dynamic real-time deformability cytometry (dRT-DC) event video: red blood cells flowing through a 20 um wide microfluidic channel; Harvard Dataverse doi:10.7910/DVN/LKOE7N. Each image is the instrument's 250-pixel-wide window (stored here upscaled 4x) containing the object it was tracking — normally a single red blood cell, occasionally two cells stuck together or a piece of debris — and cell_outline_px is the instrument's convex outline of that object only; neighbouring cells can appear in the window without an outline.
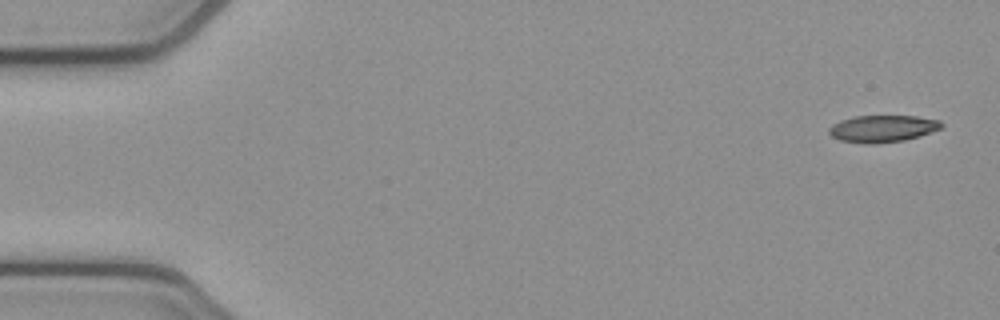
{"species": "common noctule bat (a hibernating species)", "species_latin": "Nyctalus noctula", "temperature_condition": "cold", "stored_images_in_passage": 6, "camera_frame_rate_fps": 3000, "um_per_image_px": 0.085, "animal": {"sex": "female", "body_mass_g": 21.9}, "frame": {"image": 1, "passage_image": 1, "time_ms": 0.0, "image_size_px": [1000, 320], "cell_outline_px": [[944, 124], [940, 128], [920, 136], [904, 140], [876, 144], [864, 144], [840, 140], [832, 136], [828, 132], [828, 128], [832, 124], [840, 120], [856, 116], [916, 116], [940, 120]], "centroid_in_image_um": [75.0, 10.94], "position_along_channel_um": 10.0, "area_um2": 17.74}}